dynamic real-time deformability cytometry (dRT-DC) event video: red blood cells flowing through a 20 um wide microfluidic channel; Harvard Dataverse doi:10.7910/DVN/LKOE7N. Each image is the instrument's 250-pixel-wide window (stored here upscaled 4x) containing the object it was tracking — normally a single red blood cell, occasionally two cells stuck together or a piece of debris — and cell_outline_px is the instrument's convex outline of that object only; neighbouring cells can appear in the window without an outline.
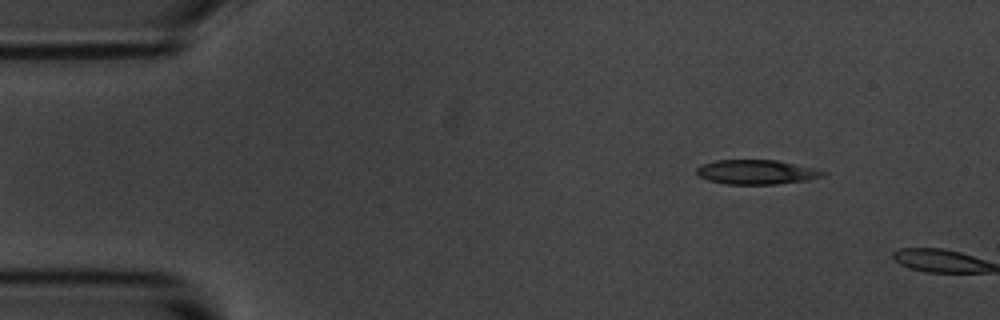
{"species": "common noctule bat (a hibernating species)", "species_latin": "Nyctalus noctula", "temperature_condition": "room temperature", "stored_images_in_passage": 2, "camera_frame_rate_fps": 3000, "um_per_image_px": 0.085, "animal": {"sex": "male", "body_mass_g": 20.1, "forearm_length_mm": 53.5}, "frame": {"image": 1, "passage_image": 1, "time_ms": 0.0, "image_size_px": [1000, 320], "cell_outline_px": [[828, 172], [824, 176], [808, 180], [776, 184], [724, 184], [708, 180], [696, 176], [696, 168], [700, 164], [716, 160], [776, 160], [816, 168]], "centroid_in_image_um": [64.28, 14.62], "position_along_channel_um": 20.7, "area_um2": 18.26}}